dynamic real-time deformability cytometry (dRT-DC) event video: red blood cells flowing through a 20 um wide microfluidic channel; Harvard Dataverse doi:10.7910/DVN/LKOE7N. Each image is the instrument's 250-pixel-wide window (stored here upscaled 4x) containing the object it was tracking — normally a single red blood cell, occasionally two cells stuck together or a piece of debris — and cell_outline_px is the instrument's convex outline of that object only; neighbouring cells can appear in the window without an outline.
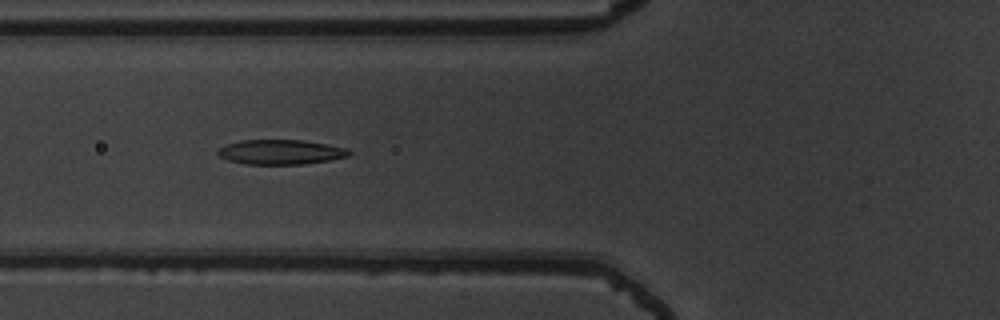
{"species": "common noctule bat (a hibernating species)", "species_latin": "Nyctalus noctula", "temperature_condition": "warm", "stored_images_in_passage": 55, "camera_frame_rate_fps": 3000, "um_per_image_px": 0.085, "animal": {"sex": "male", "body_mass_g": 19.5, "forearm_length_mm": 54.6}, "frame": {"image": 1, "passage_image": 22, "time_ms": 7.0, "image_size_px": [1000, 320], "cell_outline_px": [[352, 156], [304, 164], [244, 164], [228, 160], [220, 156], [216, 152], [220, 148], [228, 144], [240, 140], [304, 140], [348, 148], [352, 152]], "centroid_in_image_um": [23.9, 12.92], "position_along_channel_um": 101.9, "area_um2": 18.96}}
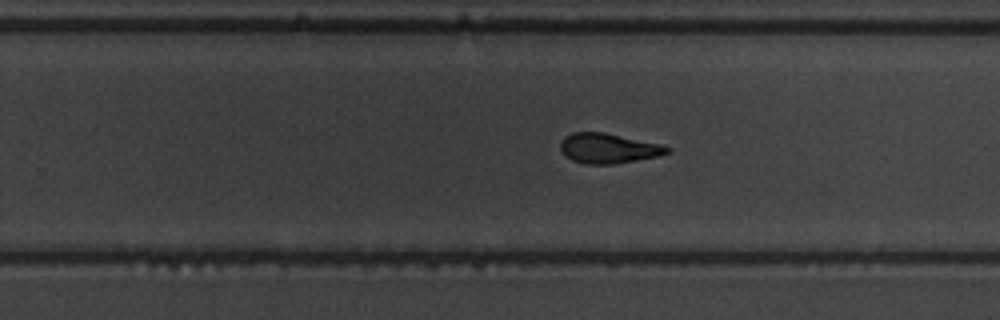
{"frame": {"image": 2, "passage_image": 36, "time_ms": 11.667, "image_size_px": [1000, 320], "cell_outline_px": [[672, 152], [660, 156], [612, 164], [584, 164], [572, 160], [564, 156], [560, 148], [560, 144], [564, 136], [572, 132], [604, 132], [660, 144], [672, 148]], "centroid_in_image_um": [51.71, 12.61], "position_along_channel_um": 278.1, "area_um2": 18.79}}
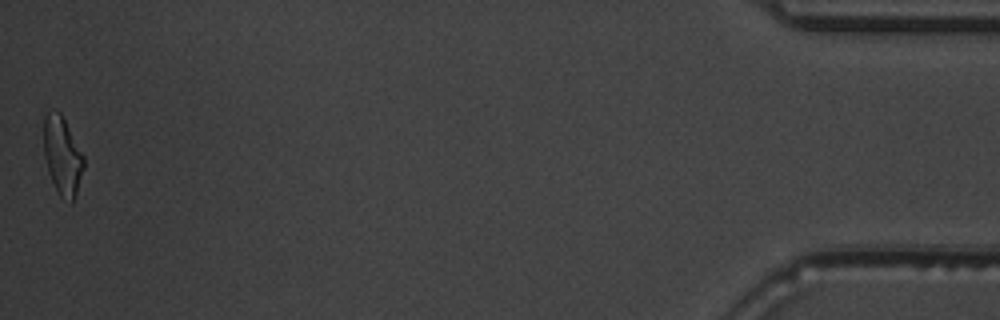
{"frame": {"image": 3, "passage_image": 55, "time_ms": 18.0, "image_size_px": [1000, 320], "cell_outline_px": [[84, 168], [72, 204], [60, 196], [48, 172], [44, 156], [40, 112], [52, 108], [60, 112], [84, 156]], "centroid_in_image_um": [5.23, 13.11], "position_along_channel_um": 430.0, "area_um2": 18.9}, "authors_computed_cell_mechanics": {"area_um2": 18.9006, "velocity_mm_per_s": 3.7738, "shape_relaxation_time_tau1_ms": 4.7244, "shape_relaxation_time_tau2_ms": 1.8456, "deformation_change_tau1": 0.1836, "deformation_change_tau2": 0.0952}}